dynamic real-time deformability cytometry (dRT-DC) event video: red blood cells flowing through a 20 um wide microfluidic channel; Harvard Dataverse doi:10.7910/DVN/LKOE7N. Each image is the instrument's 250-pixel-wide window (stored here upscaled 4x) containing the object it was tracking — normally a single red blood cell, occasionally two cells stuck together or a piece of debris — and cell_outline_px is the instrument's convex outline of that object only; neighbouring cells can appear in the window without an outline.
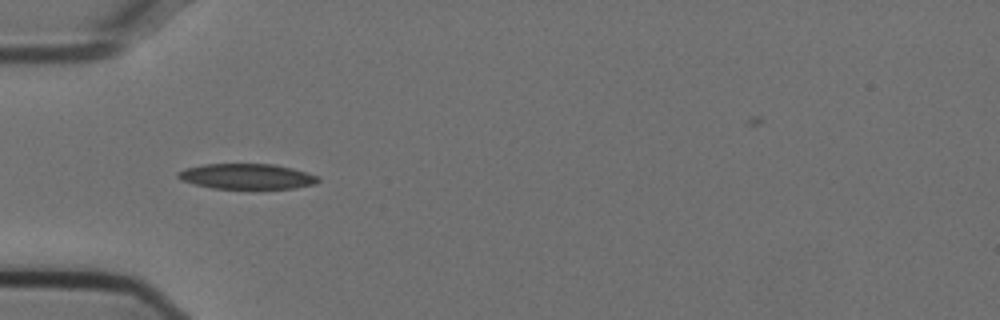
{"species": "Egyptian fruit bat (a non-hibernating species)", "species_latin": "Rousettus aegyptiacus", "temperature_condition": "cold", "stored_images_in_passage": 38, "camera_frame_rate_fps": 3000, "um_per_image_px": 0.085, "animal": {"sex": "female"}, "frame": {"image": 1, "passage_image": 1, "time_ms": 0.0, "image_size_px": [1000, 320], "cell_outline_px": [[320, 180], [316, 184], [292, 188], [252, 192], [212, 188], [192, 184], [180, 180], [176, 176], [176, 172], [184, 168], [204, 164], [272, 164], [292, 168], [316, 176]], "centroid_in_image_um": [20.92, 15.05], "position_along_channel_um": 64.1, "area_um2": 21.79}}
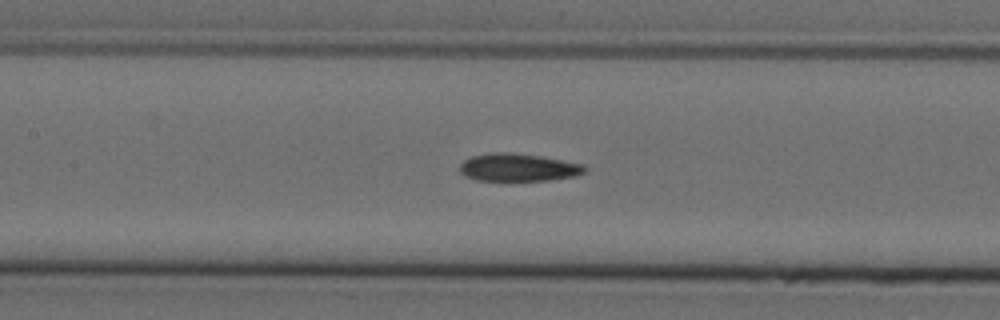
{"frame": {"image": 2, "passage_image": 9, "time_ms": 2.667, "image_size_px": [1000, 320], "cell_outline_px": [[588, 168], [584, 172], [576, 176], [548, 180], [476, 180], [464, 176], [460, 172], [460, 164], [464, 160], [472, 156], [492, 152], [508, 152], [540, 156], [584, 164]], "centroid_in_image_um": [44.05, 14.23], "position_along_channel_um": 163.4, "area_um2": 20.17}}
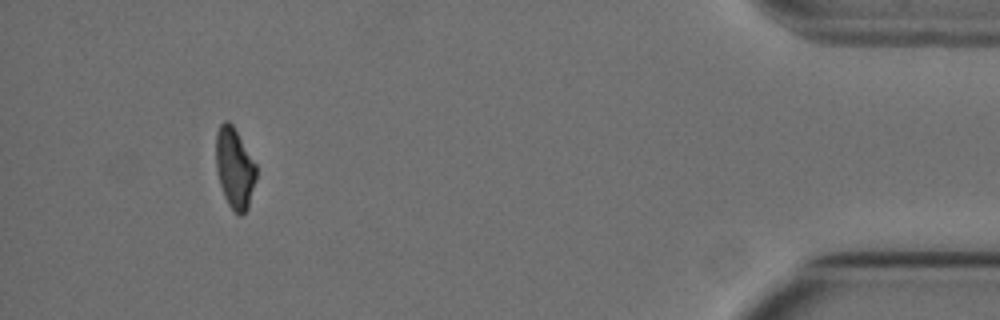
{"frame": {"image": 3, "passage_image": 34, "time_ms": 11.0, "image_size_px": [1000, 320], "cell_outline_px": [[256, 180], [248, 208], [240, 216], [228, 204], [224, 196], [216, 172], [216, 132], [220, 124], [224, 120], [228, 120], [232, 124], [256, 164]], "centroid_in_image_um": [19.93, 14.28], "position_along_channel_um": 415.3, "area_um2": 18.9}, "authors_computed_cell_mechanics": {"area_um2": 20.1722, "velocity_mm_per_s": 3.7666, "shape_relaxation_time_tau1_ms": null, "shape_relaxation_time_tau2_ms": 6.1404, "deformation_change_tau1": null, "deformation_change_tau2": 0.144}}